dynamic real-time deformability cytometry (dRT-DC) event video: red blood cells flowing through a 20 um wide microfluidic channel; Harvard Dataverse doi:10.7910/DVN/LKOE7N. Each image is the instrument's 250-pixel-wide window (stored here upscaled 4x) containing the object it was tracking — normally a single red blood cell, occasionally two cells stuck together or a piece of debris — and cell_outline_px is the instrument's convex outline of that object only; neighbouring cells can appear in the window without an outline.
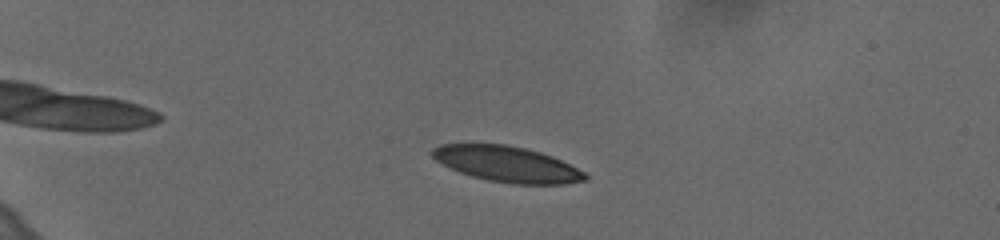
{"species": "human", "species_latin": "Homo sapiens", "temperature_condition": "cold", "stored_images_in_passage": 40, "camera_frame_rate_fps": 3000, "um_per_image_px": 0.085, "donor": {"sex": "female"}, "frame": {"image": 1, "passage_image": 5, "time_ms": 1.333, "image_size_px": [1000, 240], "cell_outline_px": [[588, 180], [564, 184], [512, 184], [488, 180], [472, 176], [460, 172], [436, 160], [432, 156], [432, 148], [440, 144], [504, 144], [524, 148], [540, 152], [552, 156], [584, 172], [588, 176]], "centroid_in_image_um": [43.11, 13.95], "position_along_channel_um": 41.9, "area_um2": 31.5}}
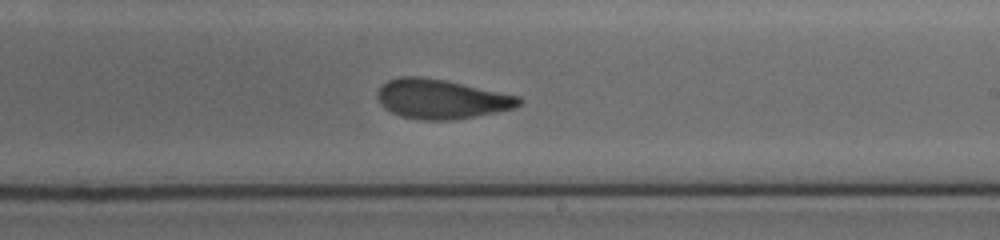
{"frame": {"image": 2, "passage_image": 24, "time_ms": 7.667, "image_size_px": [1000, 240], "cell_outline_px": [[524, 100], [516, 108], [476, 116], [452, 120], [424, 120], [400, 116], [384, 108], [380, 104], [376, 96], [376, 92], [380, 84], [388, 80], [400, 76], [420, 76], [444, 80], [520, 96]], "centroid_in_image_um": [37.48, 8.41], "position_along_channel_um": 251.5, "area_um2": 32.77}}
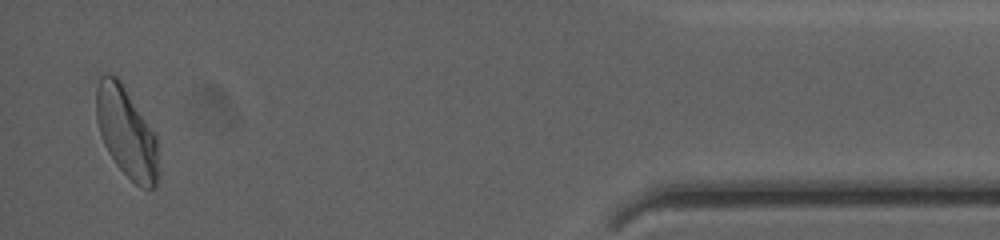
{"frame": {"image": 3, "passage_image": 40, "time_ms": 13.0, "image_size_px": [1000, 240], "cell_outline_px": [[160, 172], [156, 184], [152, 188], [140, 188], [116, 164], [108, 152], [104, 144], [100, 132], [96, 116], [96, 88], [100, 76], [116, 76], [120, 80], [156, 136]], "centroid_in_image_um": [10.76, 11.3], "position_along_channel_um": 424.4, "area_um2": 32.37}, "authors_computed_cell_mechanics": {"area_um2": 32.8882, "velocity_mm_per_s": 3.6109, "shape_relaxation_time_tau1_ms": 7.1128, "shape_relaxation_time_tau2_ms": 1.7773, "deformation_change_tau1": 0.1672, "deformation_change_tau2": 0.0807}}